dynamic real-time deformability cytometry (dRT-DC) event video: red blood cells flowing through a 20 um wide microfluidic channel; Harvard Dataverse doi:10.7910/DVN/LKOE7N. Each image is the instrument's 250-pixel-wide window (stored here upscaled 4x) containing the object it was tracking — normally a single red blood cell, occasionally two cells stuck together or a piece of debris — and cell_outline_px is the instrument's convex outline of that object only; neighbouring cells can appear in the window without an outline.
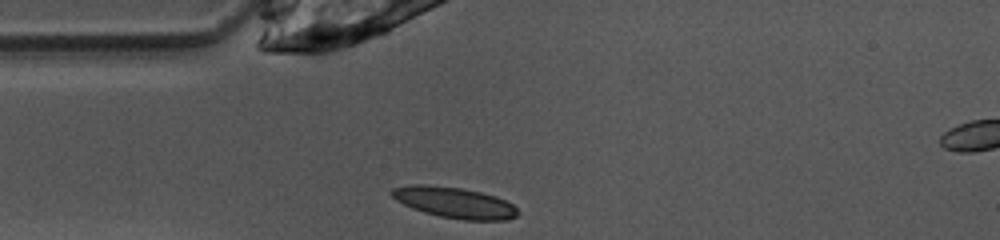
{"species": "common noctule bat (a hibernating species)", "species_latin": "Nyctalus noctula", "temperature_condition": "warm", "stored_images_in_passage": 38, "camera_frame_rate_fps": 3000, "um_per_image_px": 0.085, "animal": {"sex": "female", "body_mass_g": 10.0, "forearm_length_mm": 53.1}, "frame": {"image": 1, "passage_image": 1, "time_ms": 0.0, "image_size_px": [1000, 240], "cell_outline_px": [[520, 212], [516, 216], [508, 220], [464, 220], [440, 216], [424, 212], [412, 208], [396, 200], [388, 192], [392, 188], [412, 184], [428, 184], [460, 188], [480, 192], [496, 196], [512, 204]], "centroid_in_image_um": [38.61, 17.21], "position_along_channel_um": 46.4, "area_um2": 22.72}}
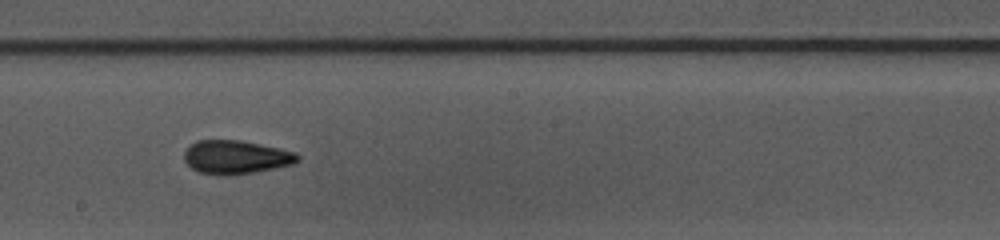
{"frame": {"image": 2, "passage_image": 15, "time_ms": 4.667, "image_size_px": [1000, 240], "cell_outline_px": [[300, 160], [292, 164], [276, 168], [228, 176], [220, 176], [200, 172], [192, 168], [184, 160], [184, 152], [196, 140], [240, 140], [280, 148], [296, 152], [300, 156]], "centroid_in_image_um": [20.07, 13.36], "position_along_channel_um": 228.1, "area_um2": 22.25}}
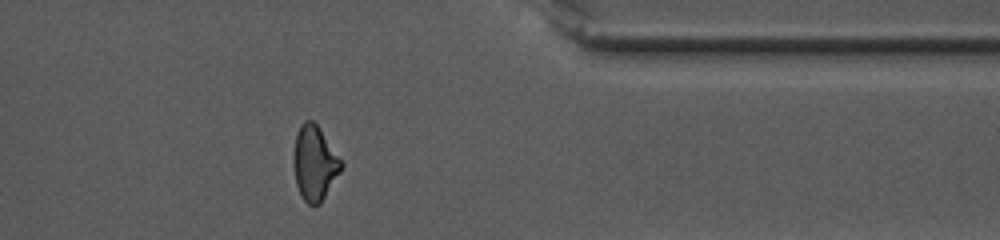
{"frame": {"image": 3, "passage_image": 28, "time_ms": 9.0, "image_size_px": [1000, 240], "cell_outline_px": [[344, 164], [340, 172], [320, 204], [308, 204], [300, 196], [296, 184], [296, 136], [300, 124], [304, 120], [312, 120], [316, 124]], "centroid_in_image_um": [26.77, 13.89], "position_along_channel_um": 384.6, "area_um2": 19.88}, "authors_computed_cell_mechanics": {"area_um2": 20.8658, "velocity_mm_per_s": 4.0179, "shape_relaxation_time_tau1_ms": 5.1173, "shape_relaxation_time_tau2_ms": 1.8765, "deformation_change_tau1": 0.1506, "deformation_change_tau2": 0.0888}}